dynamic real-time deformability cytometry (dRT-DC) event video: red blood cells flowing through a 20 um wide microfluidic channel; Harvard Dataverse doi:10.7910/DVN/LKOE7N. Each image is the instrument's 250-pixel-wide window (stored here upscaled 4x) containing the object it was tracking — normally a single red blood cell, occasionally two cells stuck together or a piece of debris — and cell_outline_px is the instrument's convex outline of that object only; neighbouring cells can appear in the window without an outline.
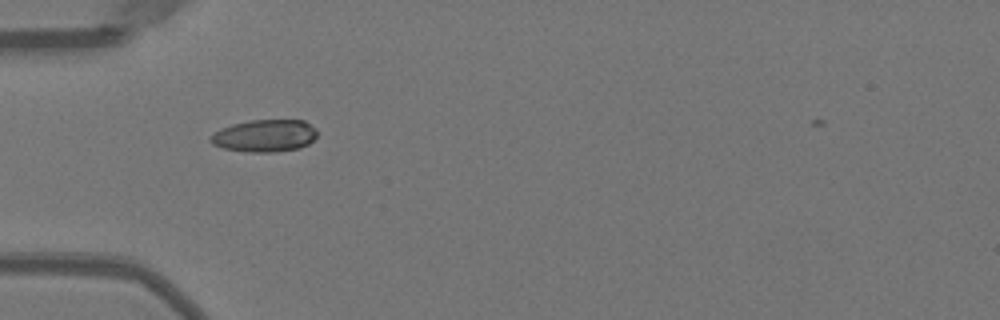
{"species": "Egyptian fruit bat (a non-hibernating species)", "species_latin": "Rousettus aegyptiacus", "temperature_condition": "warm", "stored_images_in_passage": 37, "camera_frame_rate_fps": 3000, "um_per_image_px": 0.085, "animal": {"sex": "female"}, "frame": {"image": 1, "passage_image": 2, "time_ms": 0.333, "image_size_px": [1000, 320], "cell_outline_px": [[316, 136], [308, 144], [300, 148], [276, 152], [248, 152], [224, 148], [212, 144], [208, 140], [220, 128], [232, 124], [252, 120], [304, 120], [316, 128]], "centroid_in_image_um": [22.51, 11.54], "position_along_channel_um": 62.5, "area_um2": 20.06}}
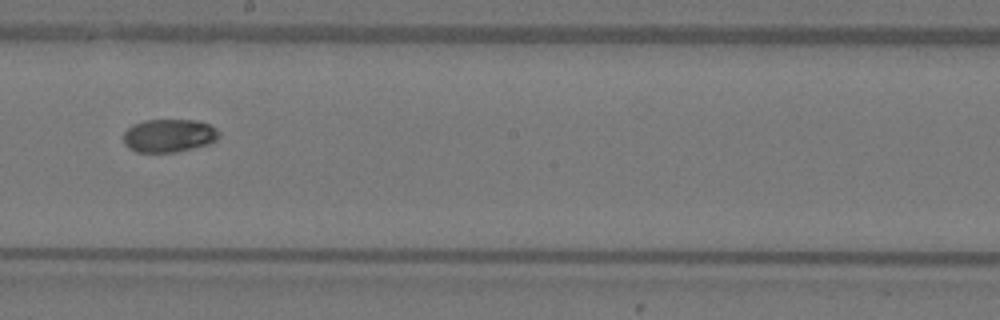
{"frame": {"image": 2, "passage_image": 15, "time_ms": 4.667, "image_size_px": [1000, 320], "cell_outline_px": [[220, 136], [216, 140], [208, 144], [176, 152], [136, 152], [128, 148], [124, 144], [124, 132], [132, 124], [144, 120], [196, 120], [212, 124], [220, 132]], "centroid_in_image_um": [14.37, 11.52], "position_along_channel_um": 233.8, "area_um2": 18.67}}
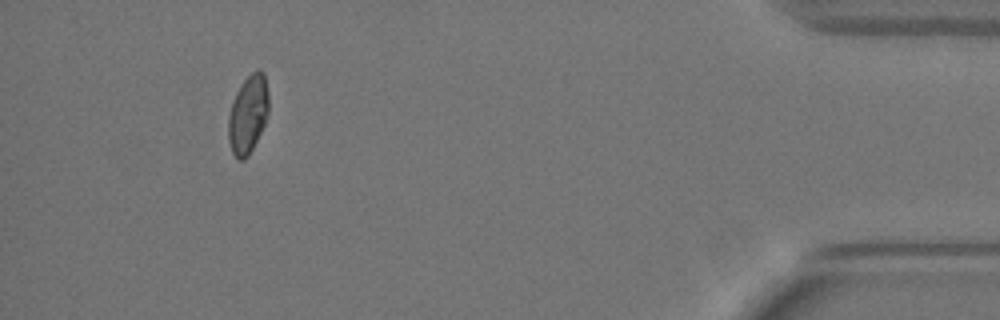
{"frame": {"image": 3, "passage_image": 33, "time_ms": 10.667, "image_size_px": [1000, 320], "cell_outline_px": [[268, 112], [264, 124], [248, 156], [244, 160], [236, 160], [232, 152], [228, 140], [228, 116], [232, 100], [240, 84], [252, 72], [260, 68], [264, 72], [268, 92]], "centroid_in_image_um": [21.06, 9.7], "position_along_channel_um": 414.1, "area_um2": 18.5}, "authors_computed_cell_mechanics": {"area_um2": 18.5538, "velocity_mm_per_s": 4.0075, "shape_relaxation_time_tau1_ms": 3.9889, "shape_relaxation_time_tau2_ms": null, "deformation_change_tau1": 0.1266, "deformation_change_tau2": null}}